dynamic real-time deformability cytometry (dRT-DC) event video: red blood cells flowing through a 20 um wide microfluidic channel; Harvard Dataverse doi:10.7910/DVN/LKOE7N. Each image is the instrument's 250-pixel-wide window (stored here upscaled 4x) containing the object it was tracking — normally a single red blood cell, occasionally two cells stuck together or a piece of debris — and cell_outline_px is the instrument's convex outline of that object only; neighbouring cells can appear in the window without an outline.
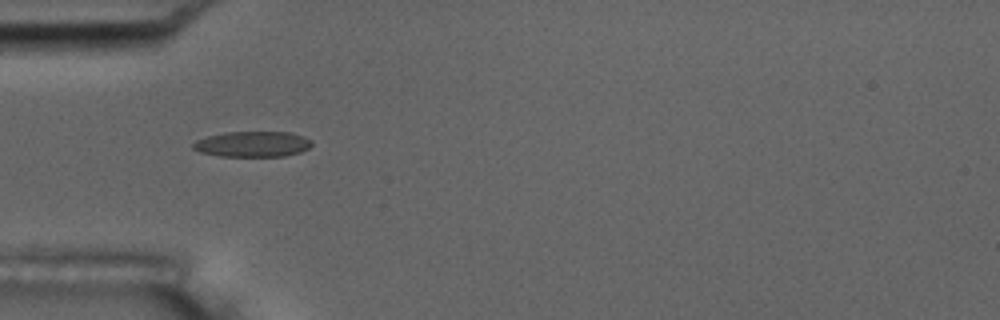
{"species": "common noctule bat (a hibernating species)", "species_latin": "Nyctalus noctula", "temperature_condition": "room temperature", "stored_images_in_passage": 53, "camera_frame_rate_fps": 3000, "um_per_image_px": 0.085, "animal": {"sex": "male", "body_mass_g": 17.5, "forearm_length_mm": 52.3}, "frame": {"image": 1, "passage_image": 16, "time_ms": 5.0, "image_size_px": [1000, 320], "cell_outline_px": [[312, 144], [308, 148], [300, 152], [284, 156], [220, 156], [200, 152], [192, 148], [192, 144], [196, 140], [208, 136], [224, 132], [288, 132], [312, 140]], "centroid_in_image_um": [21.44, 12.25], "position_along_channel_um": 63.6, "area_um2": 17.57}, "authors_computed_cell_mechanics": {"area_um2": 17.629, "velocity_mm_per_s": 3.7596, "shape_relaxation_time_tau1_ms": 8.3284, "shape_relaxation_time_tau2_ms": 4.2514, "deformation_change_tau1": 0.173, "deformation_change_tau2": 0.1009}}